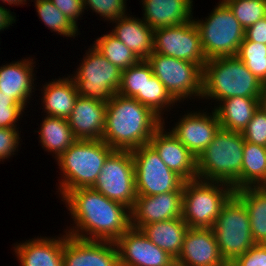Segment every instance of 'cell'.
<instances>
[{"label":"cell","instance_id":"5b68a950","mask_svg":"<svg viewBox=\"0 0 266 266\" xmlns=\"http://www.w3.org/2000/svg\"><path fill=\"white\" fill-rule=\"evenodd\" d=\"M113 151L103 140H76L56 160L62 171L58 186L62 198L71 190L93 187Z\"/></svg>","mask_w":266,"mask_h":266},{"label":"cell","instance_id":"d4e9b609","mask_svg":"<svg viewBox=\"0 0 266 266\" xmlns=\"http://www.w3.org/2000/svg\"><path fill=\"white\" fill-rule=\"evenodd\" d=\"M43 107L46 116L68 119L78 98L73 79L69 76L53 80L43 86Z\"/></svg>","mask_w":266,"mask_h":266},{"label":"cell","instance_id":"f546056e","mask_svg":"<svg viewBox=\"0 0 266 266\" xmlns=\"http://www.w3.org/2000/svg\"><path fill=\"white\" fill-rule=\"evenodd\" d=\"M266 179V147L245 141L241 170V189L259 187Z\"/></svg>","mask_w":266,"mask_h":266},{"label":"cell","instance_id":"4316f807","mask_svg":"<svg viewBox=\"0 0 266 266\" xmlns=\"http://www.w3.org/2000/svg\"><path fill=\"white\" fill-rule=\"evenodd\" d=\"M217 104L220 105L213 109L221 129L242 132L258 109L259 100L252 97H231Z\"/></svg>","mask_w":266,"mask_h":266},{"label":"cell","instance_id":"1f68e13d","mask_svg":"<svg viewBox=\"0 0 266 266\" xmlns=\"http://www.w3.org/2000/svg\"><path fill=\"white\" fill-rule=\"evenodd\" d=\"M36 11L46 27L63 37H75L78 26L68 19L50 0H35Z\"/></svg>","mask_w":266,"mask_h":266},{"label":"cell","instance_id":"9c48e42d","mask_svg":"<svg viewBox=\"0 0 266 266\" xmlns=\"http://www.w3.org/2000/svg\"><path fill=\"white\" fill-rule=\"evenodd\" d=\"M79 66L71 76L79 96L108 102L118 92L122 70L108 61L94 46L86 52Z\"/></svg>","mask_w":266,"mask_h":266},{"label":"cell","instance_id":"f35d334b","mask_svg":"<svg viewBox=\"0 0 266 266\" xmlns=\"http://www.w3.org/2000/svg\"><path fill=\"white\" fill-rule=\"evenodd\" d=\"M19 128H0V161L11 157L18 151L20 143Z\"/></svg>","mask_w":266,"mask_h":266},{"label":"cell","instance_id":"5bb4252c","mask_svg":"<svg viewBox=\"0 0 266 266\" xmlns=\"http://www.w3.org/2000/svg\"><path fill=\"white\" fill-rule=\"evenodd\" d=\"M120 266H176V259L132 226L115 242Z\"/></svg>","mask_w":266,"mask_h":266},{"label":"cell","instance_id":"30bf717a","mask_svg":"<svg viewBox=\"0 0 266 266\" xmlns=\"http://www.w3.org/2000/svg\"><path fill=\"white\" fill-rule=\"evenodd\" d=\"M146 60L177 102L192 96L201 98L203 70L197 64L154 52Z\"/></svg>","mask_w":266,"mask_h":266},{"label":"cell","instance_id":"ab89813d","mask_svg":"<svg viewBox=\"0 0 266 266\" xmlns=\"http://www.w3.org/2000/svg\"><path fill=\"white\" fill-rule=\"evenodd\" d=\"M229 266H266V244H255Z\"/></svg>","mask_w":266,"mask_h":266},{"label":"cell","instance_id":"7c38bea8","mask_svg":"<svg viewBox=\"0 0 266 266\" xmlns=\"http://www.w3.org/2000/svg\"><path fill=\"white\" fill-rule=\"evenodd\" d=\"M92 188L110 200L124 204L131 210L137 198L131 151L114 150L107 157Z\"/></svg>","mask_w":266,"mask_h":266},{"label":"cell","instance_id":"7402d4cb","mask_svg":"<svg viewBox=\"0 0 266 266\" xmlns=\"http://www.w3.org/2000/svg\"><path fill=\"white\" fill-rule=\"evenodd\" d=\"M33 64H35L33 59L28 57L0 67V91L14 98L24 108L34 92L35 65Z\"/></svg>","mask_w":266,"mask_h":266},{"label":"cell","instance_id":"603a6c76","mask_svg":"<svg viewBox=\"0 0 266 266\" xmlns=\"http://www.w3.org/2000/svg\"><path fill=\"white\" fill-rule=\"evenodd\" d=\"M143 21L153 30L193 20V0H142Z\"/></svg>","mask_w":266,"mask_h":266},{"label":"cell","instance_id":"83f0119b","mask_svg":"<svg viewBox=\"0 0 266 266\" xmlns=\"http://www.w3.org/2000/svg\"><path fill=\"white\" fill-rule=\"evenodd\" d=\"M234 194L247 208L254 242L266 244V192L260 187H244Z\"/></svg>","mask_w":266,"mask_h":266},{"label":"cell","instance_id":"e575fe53","mask_svg":"<svg viewBox=\"0 0 266 266\" xmlns=\"http://www.w3.org/2000/svg\"><path fill=\"white\" fill-rule=\"evenodd\" d=\"M250 72L266 85V45L244 38L236 55Z\"/></svg>","mask_w":266,"mask_h":266},{"label":"cell","instance_id":"d6a6232c","mask_svg":"<svg viewBox=\"0 0 266 266\" xmlns=\"http://www.w3.org/2000/svg\"><path fill=\"white\" fill-rule=\"evenodd\" d=\"M177 101L169 94L164 85L159 79L153 75H144L143 85V105L150 108L157 114L164 122L162 111L171 110V106L175 105ZM172 104V105H171ZM165 108V109H164Z\"/></svg>","mask_w":266,"mask_h":266},{"label":"cell","instance_id":"8992f818","mask_svg":"<svg viewBox=\"0 0 266 266\" xmlns=\"http://www.w3.org/2000/svg\"><path fill=\"white\" fill-rule=\"evenodd\" d=\"M232 185L218 181H185L182 219L189 228H212L223 205L234 194Z\"/></svg>","mask_w":266,"mask_h":266},{"label":"cell","instance_id":"f6af8a7d","mask_svg":"<svg viewBox=\"0 0 266 266\" xmlns=\"http://www.w3.org/2000/svg\"><path fill=\"white\" fill-rule=\"evenodd\" d=\"M259 108L266 114V85L263 86L259 97Z\"/></svg>","mask_w":266,"mask_h":266},{"label":"cell","instance_id":"3957f363","mask_svg":"<svg viewBox=\"0 0 266 266\" xmlns=\"http://www.w3.org/2000/svg\"><path fill=\"white\" fill-rule=\"evenodd\" d=\"M263 86L237 56L216 57L204 64L201 98L217 102L231 97L259 99Z\"/></svg>","mask_w":266,"mask_h":266},{"label":"cell","instance_id":"9a60e30c","mask_svg":"<svg viewBox=\"0 0 266 266\" xmlns=\"http://www.w3.org/2000/svg\"><path fill=\"white\" fill-rule=\"evenodd\" d=\"M170 131L197 158L212 142L219 131L220 122L213 109L212 114L194 111L184 114Z\"/></svg>","mask_w":266,"mask_h":266},{"label":"cell","instance_id":"cb8c5ba5","mask_svg":"<svg viewBox=\"0 0 266 266\" xmlns=\"http://www.w3.org/2000/svg\"><path fill=\"white\" fill-rule=\"evenodd\" d=\"M128 15L112 21L116 24L110 33L140 60H146L154 52V30L143 19Z\"/></svg>","mask_w":266,"mask_h":266},{"label":"cell","instance_id":"277c9868","mask_svg":"<svg viewBox=\"0 0 266 266\" xmlns=\"http://www.w3.org/2000/svg\"><path fill=\"white\" fill-rule=\"evenodd\" d=\"M245 140L241 132L219 129L212 142L197 157V178L228 183L241 189Z\"/></svg>","mask_w":266,"mask_h":266},{"label":"cell","instance_id":"8fae6325","mask_svg":"<svg viewBox=\"0 0 266 266\" xmlns=\"http://www.w3.org/2000/svg\"><path fill=\"white\" fill-rule=\"evenodd\" d=\"M131 153L135 169L137 196L183 192L185 180L164 164L150 144L135 148Z\"/></svg>","mask_w":266,"mask_h":266},{"label":"cell","instance_id":"e0dca14e","mask_svg":"<svg viewBox=\"0 0 266 266\" xmlns=\"http://www.w3.org/2000/svg\"><path fill=\"white\" fill-rule=\"evenodd\" d=\"M176 266H229L220 253L212 228H189Z\"/></svg>","mask_w":266,"mask_h":266},{"label":"cell","instance_id":"8d00e7d4","mask_svg":"<svg viewBox=\"0 0 266 266\" xmlns=\"http://www.w3.org/2000/svg\"><path fill=\"white\" fill-rule=\"evenodd\" d=\"M127 0H83L84 10L90 8L105 20L115 21L116 19L127 16ZM89 6V7H87Z\"/></svg>","mask_w":266,"mask_h":266},{"label":"cell","instance_id":"4dcf8cb0","mask_svg":"<svg viewBox=\"0 0 266 266\" xmlns=\"http://www.w3.org/2000/svg\"><path fill=\"white\" fill-rule=\"evenodd\" d=\"M94 42L93 46L97 51L122 71L140 60L122 41L111 33L98 37Z\"/></svg>","mask_w":266,"mask_h":266},{"label":"cell","instance_id":"b9f144b4","mask_svg":"<svg viewBox=\"0 0 266 266\" xmlns=\"http://www.w3.org/2000/svg\"><path fill=\"white\" fill-rule=\"evenodd\" d=\"M76 26L79 16L84 12L83 0H50Z\"/></svg>","mask_w":266,"mask_h":266},{"label":"cell","instance_id":"f1b7e54d","mask_svg":"<svg viewBox=\"0 0 266 266\" xmlns=\"http://www.w3.org/2000/svg\"><path fill=\"white\" fill-rule=\"evenodd\" d=\"M42 121L40 130L37 131L39 141L43 149L55 154L54 158L57 160L77 139L67 119L45 116Z\"/></svg>","mask_w":266,"mask_h":266},{"label":"cell","instance_id":"ffe728a7","mask_svg":"<svg viewBox=\"0 0 266 266\" xmlns=\"http://www.w3.org/2000/svg\"><path fill=\"white\" fill-rule=\"evenodd\" d=\"M107 102L78 96L67 119L77 140H102Z\"/></svg>","mask_w":266,"mask_h":266},{"label":"cell","instance_id":"44dd1931","mask_svg":"<svg viewBox=\"0 0 266 266\" xmlns=\"http://www.w3.org/2000/svg\"><path fill=\"white\" fill-rule=\"evenodd\" d=\"M63 236V237H62ZM57 238L40 237L14 245L21 266H63L66 234Z\"/></svg>","mask_w":266,"mask_h":266},{"label":"cell","instance_id":"836d02e7","mask_svg":"<svg viewBox=\"0 0 266 266\" xmlns=\"http://www.w3.org/2000/svg\"><path fill=\"white\" fill-rule=\"evenodd\" d=\"M144 75H153L147 60H139L136 64L122 71L121 86L118 94L135 98L143 104Z\"/></svg>","mask_w":266,"mask_h":266},{"label":"cell","instance_id":"7bdbcfd3","mask_svg":"<svg viewBox=\"0 0 266 266\" xmlns=\"http://www.w3.org/2000/svg\"><path fill=\"white\" fill-rule=\"evenodd\" d=\"M244 38L248 41L266 45V17L246 28Z\"/></svg>","mask_w":266,"mask_h":266},{"label":"cell","instance_id":"d6986e66","mask_svg":"<svg viewBox=\"0 0 266 266\" xmlns=\"http://www.w3.org/2000/svg\"><path fill=\"white\" fill-rule=\"evenodd\" d=\"M164 123L152 135L149 144L164 164L185 181L197 179V158L171 132L164 131Z\"/></svg>","mask_w":266,"mask_h":266},{"label":"cell","instance_id":"60d3db41","mask_svg":"<svg viewBox=\"0 0 266 266\" xmlns=\"http://www.w3.org/2000/svg\"><path fill=\"white\" fill-rule=\"evenodd\" d=\"M24 110L21 104H0V128H17Z\"/></svg>","mask_w":266,"mask_h":266},{"label":"cell","instance_id":"484cf974","mask_svg":"<svg viewBox=\"0 0 266 266\" xmlns=\"http://www.w3.org/2000/svg\"><path fill=\"white\" fill-rule=\"evenodd\" d=\"M140 230L151 242L177 259L189 226L180 217L143 225Z\"/></svg>","mask_w":266,"mask_h":266},{"label":"cell","instance_id":"4fadbf2b","mask_svg":"<svg viewBox=\"0 0 266 266\" xmlns=\"http://www.w3.org/2000/svg\"><path fill=\"white\" fill-rule=\"evenodd\" d=\"M154 53L195 63L202 70L207 62L200 32L194 20L154 29Z\"/></svg>","mask_w":266,"mask_h":266},{"label":"cell","instance_id":"74e56055","mask_svg":"<svg viewBox=\"0 0 266 266\" xmlns=\"http://www.w3.org/2000/svg\"><path fill=\"white\" fill-rule=\"evenodd\" d=\"M241 133L245 141L266 147V114L259 107Z\"/></svg>","mask_w":266,"mask_h":266},{"label":"cell","instance_id":"ba28073f","mask_svg":"<svg viewBox=\"0 0 266 266\" xmlns=\"http://www.w3.org/2000/svg\"><path fill=\"white\" fill-rule=\"evenodd\" d=\"M212 230L228 265L256 244L247 208L235 194L223 205Z\"/></svg>","mask_w":266,"mask_h":266},{"label":"cell","instance_id":"ee69618b","mask_svg":"<svg viewBox=\"0 0 266 266\" xmlns=\"http://www.w3.org/2000/svg\"><path fill=\"white\" fill-rule=\"evenodd\" d=\"M16 18L12 15L10 9L0 6V32L1 30L8 29L10 25L12 26L15 23Z\"/></svg>","mask_w":266,"mask_h":266},{"label":"cell","instance_id":"7a4b0ae2","mask_svg":"<svg viewBox=\"0 0 266 266\" xmlns=\"http://www.w3.org/2000/svg\"><path fill=\"white\" fill-rule=\"evenodd\" d=\"M163 120L135 98L116 93L106 108L102 140L114 150H130L149 144Z\"/></svg>","mask_w":266,"mask_h":266},{"label":"cell","instance_id":"ac0fdd59","mask_svg":"<svg viewBox=\"0 0 266 266\" xmlns=\"http://www.w3.org/2000/svg\"><path fill=\"white\" fill-rule=\"evenodd\" d=\"M183 192H167L152 196H137L131 212V226L143 225L182 217Z\"/></svg>","mask_w":266,"mask_h":266},{"label":"cell","instance_id":"52a82bcc","mask_svg":"<svg viewBox=\"0 0 266 266\" xmlns=\"http://www.w3.org/2000/svg\"><path fill=\"white\" fill-rule=\"evenodd\" d=\"M205 20L193 19L201 36L206 59L236 56L244 40L245 29L222 0Z\"/></svg>","mask_w":266,"mask_h":266},{"label":"cell","instance_id":"bcb514c9","mask_svg":"<svg viewBox=\"0 0 266 266\" xmlns=\"http://www.w3.org/2000/svg\"><path fill=\"white\" fill-rule=\"evenodd\" d=\"M0 104H19L14 98L0 91Z\"/></svg>","mask_w":266,"mask_h":266},{"label":"cell","instance_id":"7dc6e473","mask_svg":"<svg viewBox=\"0 0 266 266\" xmlns=\"http://www.w3.org/2000/svg\"><path fill=\"white\" fill-rule=\"evenodd\" d=\"M4 4L6 3V4H8V5H21V4H27L26 2H27V0H1Z\"/></svg>","mask_w":266,"mask_h":266},{"label":"cell","instance_id":"d590c367","mask_svg":"<svg viewBox=\"0 0 266 266\" xmlns=\"http://www.w3.org/2000/svg\"><path fill=\"white\" fill-rule=\"evenodd\" d=\"M246 29L266 17V0H223Z\"/></svg>","mask_w":266,"mask_h":266},{"label":"cell","instance_id":"c3c4849f","mask_svg":"<svg viewBox=\"0 0 266 266\" xmlns=\"http://www.w3.org/2000/svg\"><path fill=\"white\" fill-rule=\"evenodd\" d=\"M259 187L266 192V179L261 183Z\"/></svg>","mask_w":266,"mask_h":266},{"label":"cell","instance_id":"6da1fadb","mask_svg":"<svg viewBox=\"0 0 266 266\" xmlns=\"http://www.w3.org/2000/svg\"><path fill=\"white\" fill-rule=\"evenodd\" d=\"M61 201L74 221L75 226L65 231L72 237L115 242L131 227L130 209L92 187L71 190Z\"/></svg>","mask_w":266,"mask_h":266},{"label":"cell","instance_id":"2e32d148","mask_svg":"<svg viewBox=\"0 0 266 266\" xmlns=\"http://www.w3.org/2000/svg\"><path fill=\"white\" fill-rule=\"evenodd\" d=\"M63 266H120L113 241L83 240L66 233Z\"/></svg>","mask_w":266,"mask_h":266}]
</instances>
